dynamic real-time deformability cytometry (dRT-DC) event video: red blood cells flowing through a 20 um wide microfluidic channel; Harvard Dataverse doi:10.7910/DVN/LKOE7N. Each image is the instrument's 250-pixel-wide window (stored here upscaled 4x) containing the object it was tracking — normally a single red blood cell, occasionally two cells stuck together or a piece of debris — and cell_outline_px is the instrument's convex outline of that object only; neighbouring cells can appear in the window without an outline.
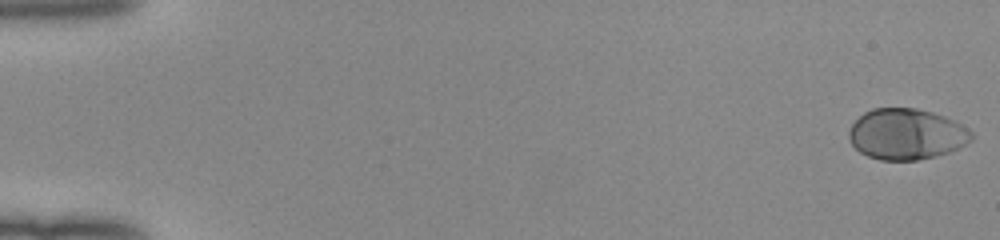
{"species": "human", "species_latin": "Homo sapiens", "temperature_condition": "room temperature", "stored_images_in_passage": 51, "camera_frame_rate_fps": 3000, "um_per_image_px": 0.085, "donor": {"sex": "female"}, "frame": {"image": 1, "passage_image": 1, "time_ms": 0.0, "image_size_px": [1000, 240], "cell_outline_px": [[976, 136], [972, 140], [960, 148], [936, 156], [916, 160], [880, 160], [868, 156], [860, 152], [852, 144], [848, 136], [848, 132], [852, 124], [864, 112], [872, 108], [916, 108], [932, 112], [956, 120], [968, 128]], "centroid_in_image_um": [77.08, 11.4], "position_along_channel_um": 7.9, "area_um2": 36.65}}
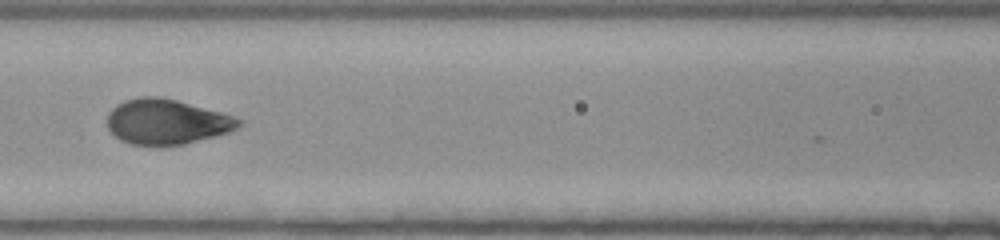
{"frame": {"image": 2, "passage_image": 25, "time_ms": 8.0, "image_size_px": [1000, 240], "cell_outline_px": [[244, 124], [228, 132], [216, 136], [184, 144], [156, 148], [128, 144], [120, 140], [108, 128], [108, 112], [116, 104], [124, 100], [140, 96], [156, 96], [176, 100], [220, 112], [244, 120]], "centroid_in_image_um": [14.14, 10.38], "position_along_channel_um": 152.5, "area_um2": 35.14}}
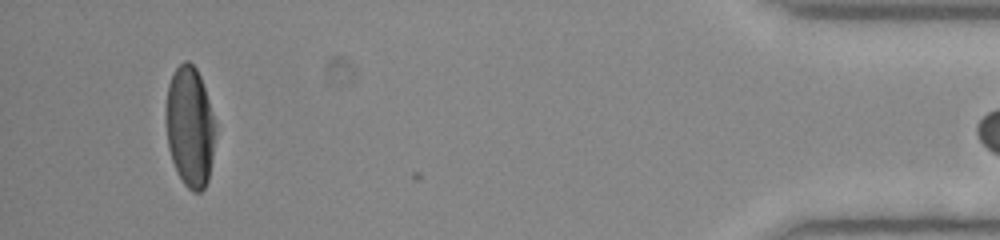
{"frame": {"image": 3, "passage_image": 50, "time_ms": 16.333, "image_size_px": [1000, 240], "cell_outline_px": [[216, 128], [212, 160], [208, 180], [204, 188], [200, 192], [192, 192], [184, 184], [176, 172], [168, 148], [164, 116], [164, 108], [168, 84], [176, 68], [184, 60], [188, 60], [196, 68], [200, 76], [216, 124]], "centroid_in_image_um": [16.11, 10.78], "position_along_channel_um": 419.1, "area_um2": 35.26}}